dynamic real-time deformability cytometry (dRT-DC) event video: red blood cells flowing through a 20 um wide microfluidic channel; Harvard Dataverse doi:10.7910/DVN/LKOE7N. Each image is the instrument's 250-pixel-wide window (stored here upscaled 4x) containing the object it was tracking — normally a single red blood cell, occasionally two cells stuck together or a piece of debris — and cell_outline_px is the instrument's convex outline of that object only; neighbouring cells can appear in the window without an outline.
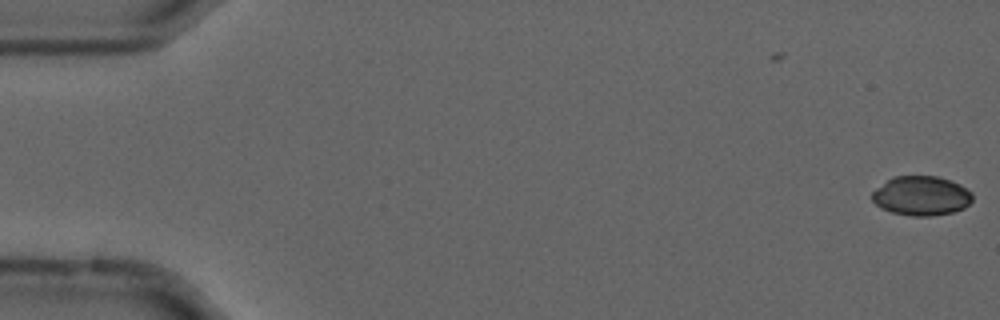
{"species": "common noctule bat (a hibernating species)", "species_latin": "Nyctalus noctula", "temperature_condition": "cold", "stored_images_in_passage": 5, "camera_frame_rate_fps": 3000, "um_per_image_px": 0.085, "animal": {"sex": "male", "forearm_length_mm": 52.5}, "frame": {"image": 1, "passage_image": 5, "time_ms": 1.333, "image_size_px": [1000, 320], "cell_outline_px": [[972, 200], [964, 208], [952, 212], [932, 216], [912, 216], [892, 212], [880, 208], [872, 200], [872, 192], [876, 188], [888, 180], [896, 176], [936, 176], [960, 184], [972, 192]], "centroid_in_image_um": [78.31, 16.65], "position_along_channel_um": 6.7, "area_um2": 22.95}}